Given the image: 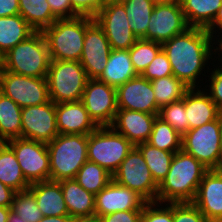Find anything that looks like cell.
<instances>
[{"instance_id":"cell-1","label":"cell","mask_w":222,"mask_h":222,"mask_svg":"<svg viewBox=\"0 0 222 222\" xmlns=\"http://www.w3.org/2000/svg\"><path fill=\"white\" fill-rule=\"evenodd\" d=\"M213 48L212 35L206 29L199 27H190L162 44V49L168 56L173 76L190 89L201 87V85L198 86L200 82L198 78L200 80L199 76H201L203 69L205 74L210 72L209 66L206 65L213 57Z\"/></svg>"},{"instance_id":"cell-2","label":"cell","mask_w":222,"mask_h":222,"mask_svg":"<svg viewBox=\"0 0 222 222\" xmlns=\"http://www.w3.org/2000/svg\"><path fill=\"white\" fill-rule=\"evenodd\" d=\"M208 169L183 150L176 152L169 172L158 185L157 202H192Z\"/></svg>"},{"instance_id":"cell-3","label":"cell","mask_w":222,"mask_h":222,"mask_svg":"<svg viewBox=\"0 0 222 222\" xmlns=\"http://www.w3.org/2000/svg\"><path fill=\"white\" fill-rule=\"evenodd\" d=\"M92 17L77 16L57 19L42 32L46 38L51 60L79 61L81 58L86 27Z\"/></svg>"},{"instance_id":"cell-4","label":"cell","mask_w":222,"mask_h":222,"mask_svg":"<svg viewBox=\"0 0 222 222\" xmlns=\"http://www.w3.org/2000/svg\"><path fill=\"white\" fill-rule=\"evenodd\" d=\"M51 58L42 31H35L3 55V69L29 77H47Z\"/></svg>"},{"instance_id":"cell-5","label":"cell","mask_w":222,"mask_h":222,"mask_svg":"<svg viewBox=\"0 0 222 222\" xmlns=\"http://www.w3.org/2000/svg\"><path fill=\"white\" fill-rule=\"evenodd\" d=\"M88 135L58 134L47 143L50 163V180L75 179L86 163Z\"/></svg>"},{"instance_id":"cell-6","label":"cell","mask_w":222,"mask_h":222,"mask_svg":"<svg viewBox=\"0 0 222 222\" xmlns=\"http://www.w3.org/2000/svg\"><path fill=\"white\" fill-rule=\"evenodd\" d=\"M46 78L49 99L55 104L81 101L88 81L79 61L51 60Z\"/></svg>"},{"instance_id":"cell-7","label":"cell","mask_w":222,"mask_h":222,"mask_svg":"<svg viewBox=\"0 0 222 222\" xmlns=\"http://www.w3.org/2000/svg\"><path fill=\"white\" fill-rule=\"evenodd\" d=\"M134 145L111 126L97 127L88 135L87 158L112 175Z\"/></svg>"},{"instance_id":"cell-8","label":"cell","mask_w":222,"mask_h":222,"mask_svg":"<svg viewBox=\"0 0 222 222\" xmlns=\"http://www.w3.org/2000/svg\"><path fill=\"white\" fill-rule=\"evenodd\" d=\"M220 135L221 113L216 120L189 129L182 136V150L192 155L208 170H220L222 169Z\"/></svg>"},{"instance_id":"cell-9","label":"cell","mask_w":222,"mask_h":222,"mask_svg":"<svg viewBox=\"0 0 222 222\" xmlns=\"http://www.w3.org/2000/svg\"><path fill=\"white\" fill-rule=\"evenodd\" d=\"M112 180L137 192L147 202H157L158 184L140 150L134 146L113 173Z\"/></svg>"},{"instance_id":"cell-10","label":"cell","mask_w":222,"mask_h":222,"mask_svg":"<svg viewBox=\"0 0 222 222\" xmlns=\"http://www.w3.org/2000/svg\"><path fill=\"white\" fill-rule=\"evenodd\" d=\"M0 92L21 108L42 105L49 99L47 78L29 77L2 70Z\"/></svg>"},{"instance_id":"cell-11","label":"cell","mask_w":222,"mask_h":222,"mask_svg":"<svg viewBox=\"0 0 222 222\" xmlns=\"http://www.w3.org/2000/svg\"><path fill=\"white\" fill-rule=\"evenodd\" d=\"M6 143L14 151L22 173L30 184L50 180L46 143L21 137L10 139Z\"/></svg>"},{"instance_id":"cell-12","label":"cell","mask_w":222,"mask_h":222,"mask_svg":"<svg viewBox=\"0 0 222 222\" xmlns=\"http://www.w3.org/2000/svg\"><path fill=\"white\" fill-rule=\"evenodd\" d=\"M94 19L102 27L111 49L129 50L138 40L131 30L125 7L119 0H107Z\"/></svg>"},{"instance_id":"cell-13","label":"cell","mask_w":222,"mask_h":222,"mask_svg":"<svg viewBox=\"0 0 222 222\" xmlns=\"http://www.w3.org/2000/svg\"><path fill=\"white\" fill-rule=\"evenodd\" d=\"M188 28L179 0L156 4L148 23L146 40L163 44Z\"/></svg>"},{"instance_id":"cell-14","label":"cell","mask_w":222,"mask_h":222,"mask_svg":"<svg viewBox=\"0 0 222 222\" xmlns=\"http://www.w3.org/2000/svg\"><path fill=\"white\" fill-rule=\"evenodd\" d=\"M81 102L98 127L112 125L118 110L115 87L97 79H88Z\"/></svg>"},{"instance_id":"cell-15","label":"cell","mask_w":222,"mask_h":222,"mask_svg":"<svg viewBox=\"0 0 222 222\" xmlns=\"http://www.w3.org/2000/svg\"><path fill=\"white\" fill-rule=\"evenodd\" d=\"M21 122V138L47 144L59 134L56 124V104L51 100L42 105L22 108Z\"/></svg>"},{"instance_id":"cell-16","label":"cell","mask_w":222,"mask_h":222,"mask_svg":"<svg viewBox=\"0 0 222 222\" xmlns=\"http://www.w3.org/2000/svg\"><path fill=\"white\" fill-rule=\"evenodd\" d=\"M102 27L94 19L87 27L79 62L88 79H97L105 69L111 51Z\"/></svg>"},{"instance_id":"cell-17","label":"cell","mask_w":222,"mask_h":222,"mask_svg":"<svg viewBox=\"0 0 222 222\" xmlns=\"http://www.w3.org/2000/svg\"><path fill=\"white\" fill-rule=\"evenodd\" d=\"M117 108L158 114L151 81L138 75L116 88Z\"/></svg>"},{"instance_id":"cell-18","label":"cell","mask_w":222,"mask_h":222,"mask_svg":"<svg viewBox=\"0 0 222 222\" xmlns=\"http://www.w3.org/2000/svg\"><path fill=\"white\" fill-rule=\"evenodd\" d=\"M146 203L134 190L111 180L95 195V215L102 217L118 211L142 210Z\"/></svg>"},{"instance_id":"cell-19","label":"cell","mask_w":222,"mask_h":222,"mask_svg":"<svg viewBox=\"0 0 222 222\" xmlns=\"http://www.w3.org/2000/svg\"><path fill=\"white\" fill-rule=\"evenodd\" d=\"M192 203L209 222L222 217V169L208 170L203 175Z\"/></svg>"},{"instance_id":"cell-20","label":"cell","mask_w":222,"mask_h":222,"mask_svg":"<svg viewBox=\"0 0 222 222\" xmlns=\"http://www.w3.org/2000/svg\"><path fill=\"white\" fill-rule=\"evenodd\" d=\"M157 116L158 114L118 109L111 127L136 146L149 140Z\"/></svg>"},{"instance_id":"cell-21","label":"cell","mask_w":222,"mask_h":222,"mask_svg":"<svg viewBox=\"0 0 222 222\" xmlns=\"http://www.w3.org/2000/svg\"><path fill=\"white\" fill-rule=\"evenodd\" d=\"M56 124L59 134L89 135L98 127L81 101L57 103Z\"/></svg>"},{"instance_id":"cell-22","label":"cell","mask_w":222,"mask_h":222,"mask_svg":"<svg viewBox=\"0 0 222 222\" xmlns=\"http://www.w3.org/2000/svg\"><path fill=\"white\" fill-rule=\"evenodd\" d=\"M185 111L189 129L210 123L221 113L203 88H191L185 93Z\"/></svg>"},{"instance_id":"cell-23","label":"cell","mask_w":222,"mask_h":222,"mask_svg":"<svg viewBox=\"0 0 222 222\" xmlns=\"http://www.w3.org/2000/svg\"><path fill=\"white\" fill-rule=\"evenodd\" d=\"M29 189L33 192L38 208L44 217L69 216L58 181H42L32 183Z\"/></svg>"},{"instance_id":"cell-24","label":"cell","mask_w":222,"mask_h":222,"mask_svg":"<svg viewBox=\"0 0 222 222\" xmlns=\"http://www.w3.org/2000/svg\"><path fill=\"white\" fill-rule=\"evenodd\" d=\"M58 182L70 217L95 215L94 194L85 190L76 179H64Z\"/></svg>"},{"instance_id":"cell-25","label":"cell","mask_w":222,"mask_h":222,"mask_svg":"<svg viewBox=\"0 0 222 222\" xmlns=\"http://www.w3.org/2000/svg\"><path fill=\"white\" fill-rule=\"evenodd\" d=\"M137 76L129 50L112 49L105 69L97 80L117 88Z\"/></svg>"},{"instance_id":"cell-26","label":"cell","mask_w":222,"mask_h":222,"mask_svg":"<svg viewBox=\"0 0 222 222\" xmlns=\"http://www.w3.org/2000/svg\"><path fill=\"white\" fill-rule=\"evenodd\" d=\"M34 32L35 30L20 14L0 17V54L3 56Z\"/></svg>"},{"instance_id":"cell-27","label":"cell","mask_w":222,"mask_h":222,"mask_svg":"<svg viewBox=\"0 0 222 222\" xmlns=\"http://www.w3.org/2000/svg\"><path fill=\"white\" fill-rule=\"evenodd\" d=\"M0 182L16 192L31 185L25 179L14 151L6 142H0Z\"/></svg>"},{"instance_id":"cell-28","label":"cell","mask_w":222,"mask_h":222,"mask_svg":"<svg viewBox=\"0 0 222 222\" xmlns=\"http://www.w3.org/2000/svg\"><path fill=\"white\" fill-rule=\"evenodd\" d=\"M190 27L206 29L215 19L222 0H179Z\"/></svg>"},{"instance_id":"cell-29","label":"cell","mask_w":222,"mask_h":222,"mask_svg":"<svg viewBox=\"0 0 222 222\" xmlns=\"http://www.w3.org/2000/svg\"><path fill=\"white\" fill-rule=\"evenodd\" d=\"M22 108L0 92V142L21 137Z\"/></svg>"},{"instance_id":"cell-30","label":"cell","mask_w":222,"mask_h":222,"mask_svg":"<svg viewBox=\"0 0 222 222\" xmlns=\"http://www.w3.org/2000/svg\"><path fill=\"white\" fill-rule=\"evenodd\" d=\"M125 7L132 32L138 39L146 40V33L155 4L149 0H119Z\"/></svg>"},{"instance_id":"cell-31","label":"cell","mask_w":222,"mask_h":222,"mask_svg":"<svg viewBox=\"0 0 222 222\" xmlns=\"http://www.w3.org/2000/svg\"><path fill=\"white\" fill-rule=\"evenodd\" d=\"M19 14L35 31H43L57 20L47 0H19Z\"/></svg>"},{"instance_id":"cell-32","label":"cell","mask_w":222,"mask_h":222,"mask_svg":"<svg viewBox=\"0 0 222 222\" xmlns=\"http://www.w3.org/2000/svg\"><path fill=\"white\" fill-rule=\"evenodd\" d=\"M140 150L153 179L159 185L166 177L175 153L150 145L148 142L136 145Z\"/></svg>"},{"instance_id":"cell-33","label":"cell","mask_w":222,"mask_h":222,"mask_svg":"<svg viewBox=\"0 0 222 222\" xmlns=\"http://www.w3.org/2000/svg\"><path fill=\"white\" fill-rule=\"evenodd\" d=\"M151 85L159 108L181 100L190 89L173 75L151 80Z\"/></svg>"},{"instance_id":"cell-34","label":"cell","mask_w":222,"mask_h":222,"mask_svg":"<svg viewBox=\"0 0 222 222\" xmlns=\"http://www.w3.org/2000/svg\"><path fill=\"white\" fill-rule=\"evenodd\" d=\"M76 181L88 192L96 195L112 180V174L89 160L79 169Z\"/></svg>"},{"instance_id":"cell-35","label":"cell","mask_w":222,"mask_h":222,"mask_svg":"<svg viewBox=\"0 0 222 222\" xmlns=\"http://www.w3.org/2000/svg\"><path fill=\"white\" fill-rule=\"evenodd\" d=\"M147 142L168 152L176 153L182 150V135L158 116L154 121L153 129Z\"/></svg>"},{"instance_id":"cell-36","label":"cell","mask_w":222,"mask_h":222,"mask_svg":"<svg viewBox=\"0 0 222 222\" xmlns=\"http://www.w3.org/2000/svg\"><path fill=\"white\" fill-rule=\"evenodd\" d=\"M161 50L162 44L160 43L138 39L129 49L131 62L136 73L141 75Z\"/></svg>"},{"instance_id":"cell-37","label":"cell","mask_w":222,"mask_h":222,"mask_svg":"<svg viewBox=\"0 0 222 222\" xmlns=\"http://www.w3.org/2000/svg\"><path fill=\"white\" fill-rule=\"evenodd\" d=\"M11 209L26 222H38L43 217L29 188L15 193Z\"/></svg>"},{"instance_id":"cell-38","label":"cell","mask_w":222,"mask_h":222,"mask_svg":"<svg viewBox=\"0 0 222 222\" xmlns=\"http://www.w3.org/2000/svg\"><path fill=\"white\" fill-rule=\"evenodd\" d=\"M158 117L170 124L183 136L189 130L185 111V94L181 100L161 107L159 109Z\"/></svg>"},{"instance_id":"cell-39","label":"cell","mask_w":222,"mask_h":222,"mask_svg":"<svg viewBox=\"0 0 222 222\" xmlns=\"http://www.w3.org/2000/svg\"><path fill=\"white\" fill-rule=\"evenodd\" d=\"M147 202L142 209L141 222H174L173 203Z\"/></svg>"},{"instance_id":"cell-40","label":"cell","mask_w":222,"mask_h":222,"mask_svg":"<svg viewBox=\"0 0 222 222\" xmlns=\"http://www.w3.org/2000/svg\"><path fill=\"white\" fill-rule=\"evenodd\" d=\"M173 75L167 54L163 49L156 55L154 60L146 67L141 74L147 80H155L158 78Z\"/></svg>"},{"instance_id":"cell-41","label":"cell","mask_w":222,"mask_h":222,"mask_svg":"<svg viewBox=\"0 0 222 222\" xmlns=\"http://www.w3.org/2000/svg\"><path fill=\"white\" fill-rule=\"evenodd\" d=\"M174 222H209L204 214L192 203H173Z\"/></svg>"},{"instance_id":"cell-42","label":"cell","mask_w":222,"mask_h":222,"mask_svg":"<svg viewBox=\"0 0 222 222\" xmlns=\"http://www.w3.org/2000/svg\"><path fill=\"white\" fill-rule=\"evenodd\" d=\"M214 70L212 69V72H210V75H204L208 76L209 79L207 81H210L208 88L206 89L204 86V90H207V94L210 96L211 100L216 104L217 108L222 112V69L219 68V66L214 65ZM217 66V67H216ZM216 67V68H215Z\"/></svg>"},{"instance_id":"cell-43","label":"cell","mask_w":222,"mask_h":222,"mask_svg":"<svg viewBox=\"0 0 222 222\" xmlns=\"http://www.w3.org/2000/svg\"><path fill=\"white\" fill-rule=\"evenodd\" d=\"M73 10L79 16L94 18L102 9L107 0H70Z\"/></svg>"},{"instance_id":"cell-44","label":"cell","mask_w":222,"mask_h":222,"mask_svg":"<svg viewBox=\"0 0 222 222\" xmlns=\"http://www.w3.org/2000/svg\"><path fill=\"white\" fill-rule=\"evenodd\" d=\"M52 14L57 19L74 18L79 16L72 7L70 0H47Z\"/></svg>"},{"instance_id":"cell-45","label":"cell","mask_w":222,"mask_h":222,"mask_svg":"<svg viewBox=\"0 0 222 222\" xmlns=\"http://www.w3.org/2000/svg\"><path fill=\"white\" fill-rule=\"evenodd\" d=\"M142 210L118 211L100 217L102 222H141Z\"/></svg>"},{"instance_id":"cell-46","label":"cell","mask_w":222,"mask_h":222,"mask_svg":"<svg viewBox=\"0 0 222 222\" xmlns=\"http://www.w3.org/2000/svg\"><path fill=\"white\" fill-rule=\"evenodd\" d=\"M19 14V0H0V17Z\"/></svg>"},{"instance_id":"cell-47","label":"cell","mask_w":222,"mask_h":222,"mask_svg":"<svg viewBox=\"0 0 222 222\" xmlns=\"http://www.w3.org/2000/svg\"><path fill=\"white\" fill-rule=\"evenodd\" d=\"M16 191L0 182V206L12 207Z\"/></svg>"},{"instance_id":"cell-48","label":"cell","mask_w":222,"mask_h":222,"mask_svg":"<svg viewBox=\"0 0 222 222\" xmlns=\"http://www.w3.org/2000/svg\"><path fill=\"white\" fill-rule=\"evenodd\" d=\"M221 29H222V5L215 16L214 21L206 28V30L212 35V37H214Z\"/></svg>"},{"instance_id":"cell-49","label":"cell","mask_w":222,"mask_h":222,"mask_svg":"<svg viewBox=\"0 0 222 222\" xmlns=\"http://www.w3.org/2000/svg\"><path fill=\"white\" fill-rule=\"evenodd\" d=\"M71 219L70 216H43L38 222H71Z\"/></svg>"},{"instance_id":"cell-50","label":"cell","mask_w":222,"mask_h":222,"mask_svg":"<svg viewBox=\"0 0 222 222\" xmlns=\"http://www.w3.org/2000/svg\"><path fill=\"white\" fill-rule=\"evenodd\" d=\"M71 222H102L98 215L74 217Z\"/></svg>"},{"instance_id":"cell-51","label":"cell","mask_w":222,"mask_h":222,"mask_svg":"<svg viewBox=\"0 0 222 222\" xmlns=\"http://www.w3.org/2000/svg\"><path fill=\"white\" fill-rule=\"evenodd\" d=\"M222 29L220 30V32H218V35H216V36H214L213 37V45H218V46H216L215 48H213L214 49V54L213 55H217L218 54V52H222ZM219 35H221L220 37H219ZM217 37V38H216ZM216 39V40H215ZM217 41V42H216ZM219 50V51H218ZM217 53V54H216Z\"/></svg>"},{"instance_id":"cell-52","label":"cell","mask_w":222,"mask_h":222,"mask_svg":"<svg viewBox=\"0 0 222 222\" xmlns=\"http://www.w3.org/2000/svg\"><path fill=\"white\" fill-rule=\"evenodd\" d=\"M11 210V207L0 206V222L8 221Z\"/></svg>"},{"instance_id":"cell-53","label":"cell","mask_w":222,"mask_h":222,"mask_svg":"<svg viewBox=\"0 0 222 222\" xmlns=\"http://www.w3.org/2000/svg\"><path fill=\"white\" fill-rule=\"evenodd\" d=\"M7 222H26V221H25L24 219H21L16 213H14V212L11 210Z\"/></svg>"},{"instance_id":"cell-54","label":"cell","mask_w":222,"mask_h":222,"mask_svg":"<svg viewBox=\"0 0 222 222\" xmlns=\"http://www.w3.org/2000/svg\"><path fill=\"white\" fill-rule=\"evenodd\" d=\"M149 1L156 5V4H164L172 0H149Z\"/></svg>"},{"instance_id":"cell-55","label":"cell","mask_w":222,"mask_h":222,"mask_svg":"<svg viewBox=\"0 0 222 222\" xmlns=\"http://www.w3.org/2000/svg\"><path fill=\"white\" fill-rule=\"evenodd\" d=\"M220 149L222 153V112H221V135H220Z\"/></svg>"},{"instance_id":"cell-56","label":"cell","mask_w":222,"mask_h":222,"mask_svg":"<svg viewBox=\"0 0 222 222\" xmlns=\"http://www.w3.org/2000/svg\"><path fill=\"white\" fill-rule=\"evenodd\" d=\"M219 53H221V54H218L219 56H217L218 58L217 59H219L220 57H221V59H219L218 61H220V62H218L217 64H220V65H218L221 69H222V52H219Z\"/></svg>"},{"instance_id":"cell-57","label":"cell","mask_w":222,"mask_h":222,"mask_svg":"<svg viewBox=\"0 0 222 222\" xmlns=\"http://www.w3.org/2000/svg\"><path fill=\"white\" fill-rule=\"evenodd\" d=\"M3 70V56L0 54V73Z\"/></svg>"},{"instance_id":"cell-58","label":"cell","mask_w":222,"mask_h":222,"mask_svg":"<svg viewBox=\"0 0 222 222\" xmlns=\"http://www.w3.org/2000/svg\"><path fill=\"white\" fill-rule=\"evenodd\" d=\"M215 222H222V217L218 218Z\"/></svg>"}]
</instances>
